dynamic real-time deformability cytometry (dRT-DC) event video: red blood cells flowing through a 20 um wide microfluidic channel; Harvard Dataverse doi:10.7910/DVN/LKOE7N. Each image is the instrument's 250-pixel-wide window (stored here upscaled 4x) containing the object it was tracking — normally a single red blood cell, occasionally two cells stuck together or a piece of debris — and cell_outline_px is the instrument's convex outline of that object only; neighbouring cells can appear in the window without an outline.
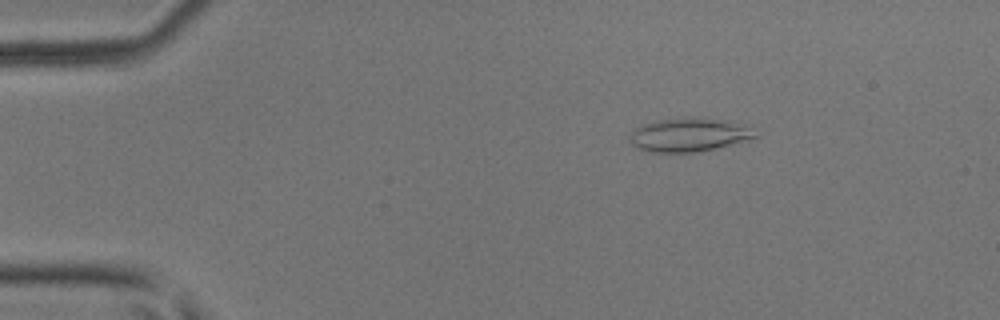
{"species": "common noctule bat (a hibernating species)", "species_latin": "Nyctalus noctula", "temperature_condition": "room temperature", "stored_images_in_passage": 4, "camera_frame_rate_fps": 3000, "um_per_image_px": 0.085, "animal": {"sex": "male", "body_mass_g": 17.9, "forearm_length_mm": 54.2}, "frame": {"image": 1, "passage_image": 2, "time_ms": 0.333, "image_size_px": [1000, 320], "cell_outline_px": [[760, 136], [748, 140], [696, 152], [648, 152], [636, 148], [628, 140], [632, 132], [640, 124], [652, 120], [688, 116], [700, 116], [724, 120], [744, 128]], "centroid_in_image_um": [58.43, 11.44], "position_along_channel_um": 26.6, "area_um2": 24.57}}